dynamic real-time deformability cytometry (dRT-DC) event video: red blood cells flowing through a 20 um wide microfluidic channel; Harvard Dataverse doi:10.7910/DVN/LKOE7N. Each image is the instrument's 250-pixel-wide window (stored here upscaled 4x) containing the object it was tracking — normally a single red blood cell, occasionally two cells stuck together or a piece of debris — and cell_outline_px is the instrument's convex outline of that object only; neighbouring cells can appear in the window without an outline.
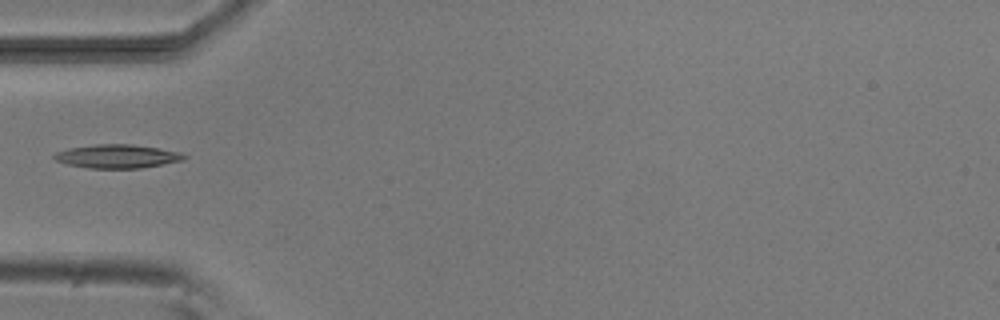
{"species": "common noctule bat (a hibernating species)", "species_latin": "Nyctalus noctula", "temperature_condition": "room temperature", "stored_images_in_passage": 6, "camera_frame_rate_fps": 3000, "um_per_image_px": 0.085, "animal": {"sex": "male", "body_mass_g": 20.5, "forearm_length_mm": 52.5}, "frame": {"image": 1, "passage_image": 5, "time_ms": 4.667, "image_size_px": [1000, 320], "cell_outline_px": [[188, 156], [184, 160], [140, 168], [88, 168], [68, 164], [56, 160], [52, 156], [56, 152], [68, 148], [96, 144], [132, 144], [180, 152]], "centroid_in_image_um": [9.96, 13.28], "position_along_channel_um": 75.0, "area_um2": 17.74}}
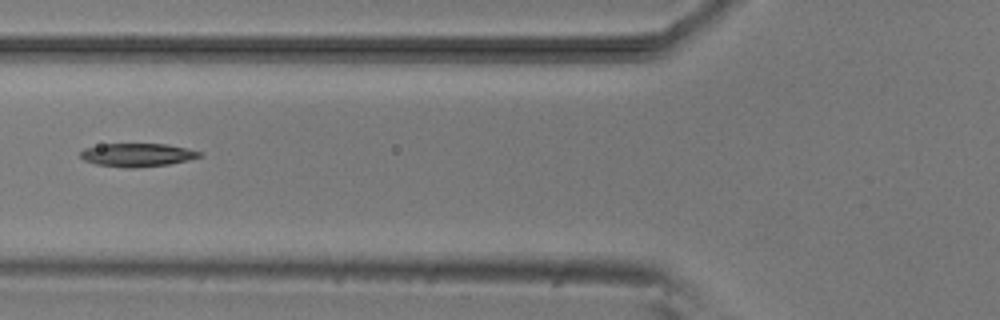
{"frame": {"image": 2, "passage_image": 6, "time_ms": 5.667, "image_size_px": [1000, 320], "cell_outline_px": [[204, 156], [168, 164], [132, 168], [128, 168], [96, 164], [84, 160], [80, 156], [80, 152], [84, 148], [100, 144], [164, 144], [188, 148], [204, 152]], "centroid_in_image_um": [11.69, 13.16], "position_along_channel_um": 114.1, "area_um2": 16.18}}